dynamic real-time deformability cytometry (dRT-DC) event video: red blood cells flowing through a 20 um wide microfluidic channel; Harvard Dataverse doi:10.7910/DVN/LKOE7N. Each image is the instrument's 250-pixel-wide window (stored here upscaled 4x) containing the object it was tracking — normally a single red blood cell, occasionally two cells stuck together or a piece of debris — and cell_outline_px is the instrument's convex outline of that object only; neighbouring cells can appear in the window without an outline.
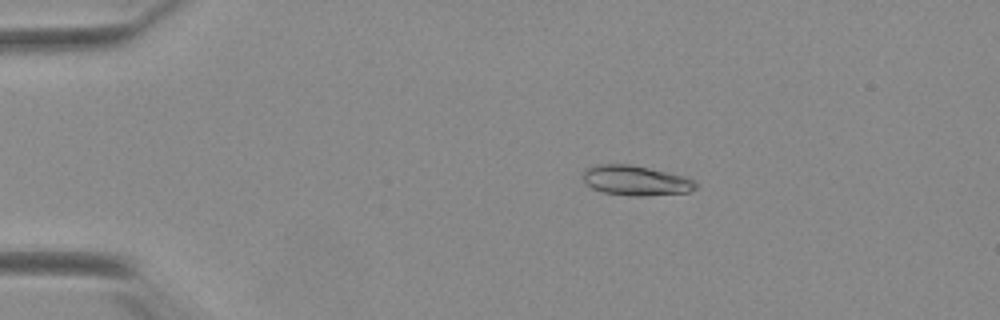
{"species": "Egyptian fruit bat (a non-hibernating species)", "species_latin": "Rousettus aegyptiacus", "temperature_condition": "warm", "stored_images_in_passage": 4, "camera_frame_rate_fps": 3000, "um_per_image_px": 0.085, "animal": {"sex": "female"}, "frame": {"image": 1, "passage_image": 1, "time_ms": 0.0, "image_size_px": [1000, 320], "cell_outline_px": [[696, 188], [688, 192], [644, 196], [628, 196], [604, 192], [592, 188], [584, 180], [584, 168], [596, 164], [628, 164], [668, 172], [684, 176], [696, 180]], "centroid_in_image_um": [54.04, 15.34], "position_along_channel_um": 31.0, "area_um2": 19.65}}